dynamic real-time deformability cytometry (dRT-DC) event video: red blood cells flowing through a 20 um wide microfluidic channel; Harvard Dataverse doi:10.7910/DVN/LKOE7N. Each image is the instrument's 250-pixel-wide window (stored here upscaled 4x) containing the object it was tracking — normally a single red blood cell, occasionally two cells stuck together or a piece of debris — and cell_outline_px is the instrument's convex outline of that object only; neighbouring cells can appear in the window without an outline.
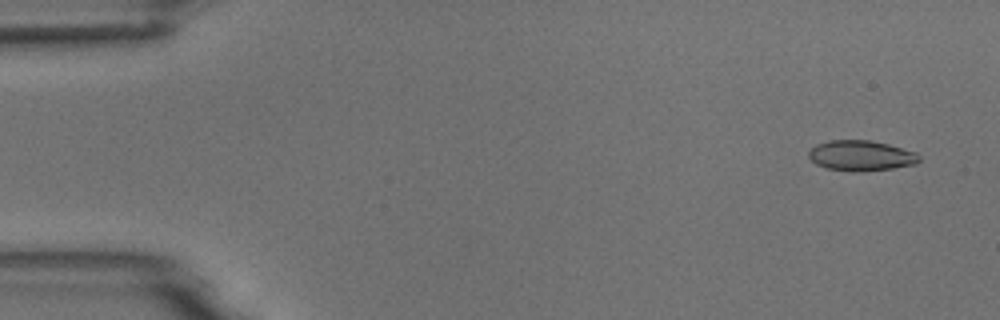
{"species": "common noctule bat (a hibernating species)", "species_latin": "Nyctalus noctula", "temperature_condition": "room temperature", "stored_images_in_passage": 4, "camera_frame_rate_fps": 3000, "um_per_image_px": 0.085, "animal": {"sex": "male", "body_mass_g": 18.8}, "frame": {"image": 1, "passage_image": 1, "time_ms": 0.0, "image_size_px": [1000, 320], "cell_outline_px": [[920, 160], [916, 164], [892, 168], [856, 172], [852, 172], [828, 168], [816, 164], [808, 156], [808, 152], [816, 144], [828, 140], [868, 140], [888, 144], [916, 152], [920, 156]], "centroid_in_image_um": [73.18, 13.22], "position_along_channel_um": 11.8, "area_um2": 19.54}}
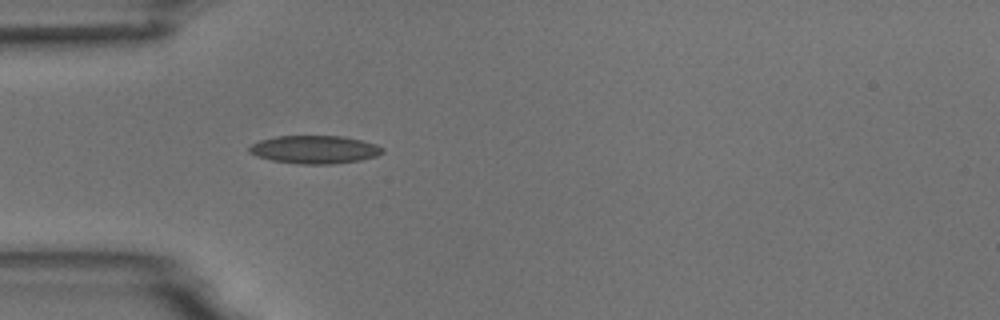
{"frame": {"image": 2, "passage_image": 4, "time_ms": 4.333, "image_size_px": [1000, 320], "cell_outline_px": [[384, 152], [376, 156], [360, 160], [332, 164], [300, 164], [272, 160], [256, 156], [248, 152], [248, 148], [252, 144], [260, 140], [276, 136], [340, 136], [360, 140], [376, 144], [384, 148]], "centroid_in_image_um": [26.73, 12.71], "position_along_channel_um": 58.3, "area_um2": 21.73}}